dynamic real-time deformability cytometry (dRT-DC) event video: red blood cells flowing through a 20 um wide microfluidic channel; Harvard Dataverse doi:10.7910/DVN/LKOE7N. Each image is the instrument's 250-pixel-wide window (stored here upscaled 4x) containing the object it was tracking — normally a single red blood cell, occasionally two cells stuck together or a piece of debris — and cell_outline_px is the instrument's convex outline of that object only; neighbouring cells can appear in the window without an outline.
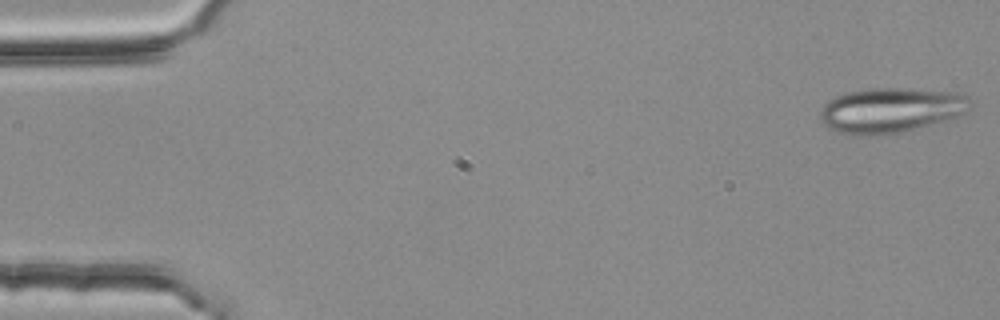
{"species": "common noctule bat (a hibernating species)", "species_latin": "Nyctalus noctula", "temperature_condition": "room temperature", "stored_images_in_passage": 3, "camera_frame_rate_fps": 3000, "um_per_image_px": 0.085, "animal": {"sex": "female", "body_mass_g": 25.1}, "frame": {"image": 1, "passage_image": 1, "time_ms": 0.0, "image_size_px": [1000, 320], "cell_outline_px": [[972, 108], [968, 112], [944, 120], [896, 132], [860, 136], [852, 136], [828, 128], [820, 120], [820, 108], [828, 100], [836, 96], [848, 92], [868, 88], [908, 88], [956, 92], [968, 96], [972, 104]], "centroid_in_image_um": [75.69, 9.34], "position_along_channel_um": 9.3, "area_um2": 39.25}}